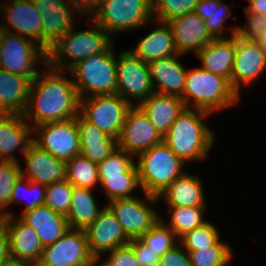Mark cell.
Returning <instances> with one entry per match:
<instances>
[{
  "instance_id": "12",
  "label": "cell",
  "mask_w": 266,
  "mask_h": 266,
  "mask_svg": "<svg viewBox=\"0 0 266 266\" xmlns=\"http://www.w3.org/2000/svg\"><path fill=\"white\" fill-rule=\"evenodd\" d=\"M33 143L57 159L68 161L81 153L77 116L67 121L49 122L33 127Z\"/></svg>"
},
{
  "instance_id": "36",
  "label": "cell",
  "mask_w": 266,
  "mask_h": 266,
  "mask_svg": "<svg viewBox=\"0 0 266 266\" xmlns=\"http://www.w3.org/2000/svg\"><path fill=\"white\" fill-rule=\"evenodd\" d=\"M175 236V233L161 219L138 239L152 250L153 253L161 257L179 243V240H176L177 237Z\"/></svg>"
},
{
  "instance_id": "30",
  "label": "cell",
  "mask_w": 266,
  "mask_h": 266,
  "mask_svg": "<svg viewBox=\"0 0 266 266\" xmlns=\"http://www.w3.org/2000/svg\"><path fill=\"white\" fill-rule=\"evenodd\" d=\"M31 80L0 69V100L11 114L23 115L27 109Z\"/></svg>"
},
{
  "instance_id": "19",
  "label": "cell",
  "mask_w": 266,
  "mask_h": 266,
  "mask_svg": "<svg viewBox=\"0 0 266 266\" xmlns=\"http://www.w3.org/2000/svg\"><path fill=\"white\" fill-rule=\"evenodd\" d=\"M23 156L26 170L21 169L22 177L45 186L66 180V161L55 158L34 143Z\"/></svg>"
},
{
  "instance_id": "45",
  "label": "cell",
  "mask_w": 266,
  "mask_h": 266,
  "mask_svg": "<svg viewBox=\"0 0 266 266\" xmlns=\"http://www.w3.org/2000/svg\"><path fill=\"white\" fill-rule=\"evenodd\" d=\"M106 262L110 266H138L133 249L129 244L117 247L107 252Z\"/></svg>"
},
{
  "instance_id": "47",
  "label": "cell",
  "mask_w": 266,
  "mask_h": 266,
  "mask_svg": "<svg viewBox=\"0 0 266 266\" xmlns=\"http://www.w3.org/2000/svg\"><path fill=\"white\" fill-rule=\"evenodd\" d=\"M159 266H191V263L187 251L178 243L160 257Z\"/></svg>"
},
{
  "instance_id": "17",
  "label": "cell",
  "mask_w": 266,
  "mask_h": 266,
  "mask_svg": "<svg viewBox=\"0 0 266 266\" xmlns=\"http://www.w3.org/2000/svg\"><path fill=\"white\" fill-rule=\"evenodd\" d=\"M84 231L90 252L94 257H101L102 254L126 245L130 241L107 205L102 208L98 218Z\"/></svg>"
},
{
  "instance_id": "32",
  "label": "cell",
  "mask_w": 266,
  "mask_h": 266,
  "mask_svg": "<svg viewBox=\"0 0 266 266\" xmlns=\"http://www.w3.org/2000/svg\"><path fill=\"white\" fill-rule=\"evenodd\" d=\"M101 187L108 202L113 199L132 198L135 189L140 188L139 176L134 162L122 175L99 176Z\"/></svg>"
},
{
  "instance_id": "29",
  "label": "cell",
  "mask_w": 266,
  "mask_h": 266,
  "mask_svg": "<svg viewBox=\"0 0 266 266\" xmlns=\"http://www.w3.org/2000/svg\"><path fill=\"white\" fill-rule=\"evenodd\" d=\"M186 173L175 179L158 198H163L167 206L206 207L199 176Z\"/></svg>"
},
{
  "instance_id": "7",
  "label": "cell",
  "mask_w": 266,
  "mask_h": 266,
  "mask_svg": "<svg viewBox=\"0 0 266 266\" xmlns=\"http://www.w3.org/2000/svg\"><path fill=\"white\" fill-rule=\"evenodd\" d=\"M111 36L152 22V0H101L88 13Z\"/></svg>"
},
{
  "instance_id": "42",
  "label": "cell",
  "mask_w": 266,
  "mask_h": 266,
  "mask_svg": "<svg viewBox=\"0 0 266 266\" xmlns=\"http://www.w3.org/2000/svg\"><path fill=\"white\" fill-rule=\"evenodd\" d=\"M245 14L247 16L246 26H233L230 30L232 35L255 41L266 55V16L254 13Z\"/></svg>"
},
{
  "instance_id": "24",
  "label": "cell",
  "mask_w": 266,
  "mask_h": 266,
  "mask_svg": "<svg viewBox=\"0 0 266 266\" xmlns=\"http://www.w3.org/2000/svg\"><path fill=\"white\" fill-rule=\"evenodd\" d=\"M20 216L22 222L36 231L43 247L55 243L69 230L65 215L51 210L45 204L21 212Z\"/></svg>"
},
{
  "instance_id": "41",
  "label": "cell",
  "mask_w": 266,
  "mask_h": 266,
  "mask_svg": "<svg viewBox=\"0 0 266 266\" xmlns=\"http://www.w3.org/2000/svg\"><path fill=\"white\" fill-rule=\"evenodd\" d=\"M72 192L73 185L68 180L51 183L46 186L44 204L66 216L70 209Z\"/></svg>"
},
{
  "instance_id": "40",
  "label": "cell",
  "mask_w": 266,
  "mask_h": 266,
  "mask_svg": "<svg viewBox=\"0 0 266 266\" xmlns=\"http://www.w3.org/2000/svg\"><path fill=\"white\" fill-rule=\"evenodd\" d=\"M200 0H152L153 19L168 23L174 18L194 12Z\"/></svg>"
},
{
  "instance_id": "22",
  "label": "cell",
  "mask_w": 266,
  "mask_h": 266,
  "mask_svg": "<svg viewBox=\"0 0 266 266\" xmlns=\"http://www.w3.org/2000/svg\"><path fill=\"white\" fill-rule=\"evenodd\" d=\"M33 127L23 115L10 114L0 119V161L17 162L15 151L21 150L23 155L33 143Z\"/></svg>"
},
{
  "instance_id": "25",
  "label": "cell",
  "mask_w": 266,
  "mask_h": 266,
  "mask_svg": "<svg viewBox=\"0 0 266 266\" xmlns=\"http://www.w3.org/2000/svg\"><path fill=\"white\" fill-rule=\"evenodd\" d=\"M139 107L147 115L157 132L163 137L186 108V105L178 96L154 92Z\"/></svg>"
},
{
  "instance_id": "53",
  "label": "cell",
  "mask_w": 266,
  "mask_h": 266,
  "mask_svg": "<svg viewBox=\"0 0 266 266\" xmlns=\"http://www.w3.org/2000/svg\"><path fill=\"white\" fill-rule=\"evenodd\" d=\"M99 260L101 261V258L100 257H94L93 260H92V262H91V264L89 266H97V265L98 266H110L106 261H104L103 263H101ZM99 262H100V265L97 264Z\"/></svg>"
},
{
  "instance_id": "31",
  "label": "cell",
  "mask_w": 266,
  "mask_h": 266,
  "mask_svg": "<svg viewBox=\"0 0 266 266\" xmlns=\"http://www.w3.org/2000/svg\"><path fill=\"white\" fill-rule=\"evenodd\" d=\"M93 197V189L73 186L72 199L66 220L69 229L85 230L102 210Z\"/></svg>"
},
{
  "instance_id": "54",
  "label": "cell",
  "mask_w": 266,
  "mask_h": 266,
  "mask_svg": "<svg viewBox=\"0 0 266 266\" xmlns=\"http://www.w3.org/2000/svg\"><path fill=\"white\" fill-rule=\"evenodd\" d=\"M1 47H2V29L0 28V55H1Z\"/></svg>"
},
{
  "instance_id": "44",
  "label": "cell",
  "mask_w": 266,
  "mask_h": 266,
  "mask_svg": "<svg viewBox=\"0 0 266 266\" xmlns=\"http://www.w3.org/2000/svg\"><path fill=\"white\" fill-rule=\"evenodd\" d=\"M134 157L117 148L110 156L98 164L99 176L122 175L135 161Z\"/></svg>"
},
{
  "instance_id": "18",
  "label": "cell",
  "mask_w": 266,
  "mask_h": 266,
  "mask_svg": "<svg viewBox=\"0 0 266 266\" xmlns=\"http://www.w3.org/2000/svg\"><path fill=\"white\" fill-rule=\"evenodd\" d=\"M0 8L3 19L9 24L1 23L2 30L27 37L42 47V21L32 0H8Z\"/></svg>"
},
{
  "instance_id": "16",
  "label": "cell",
  "mask_w": 266,
  "mask_h": 266,
  "mask_svg": "<svg viewBox=\"0 0 266 266\" xmlns=\"http://www.w3.org/2000/svg\"><path fill=\"white\" fill-rule=\"evenodd\" d=\"M264 71H266L265 52L255 41L236 36V50L231 72L232 88L240 96L241 85H252Z\"/></svg>"
},
{
  "instance_id": "5",
  "label": "cell",
  "mask_w": 266,
  "mask_h": 266,
  "mask_svg": "<svg viewBox=\"0 0 266 266\" xmlns=\"http://www.w3.org/2000/svg\"><path fill=\"white\" fill-rule=\"evenodd\" d=\"M142 193L159 197L178 177L183 175L182 159L162 141L135 158Z\"/></svg>"
},
{
  "instance_id": "43",
  "label": "cell",
  "mask_w": 266,
  "mask_h": 266,
  "mask_svg": "<svg viewBox=\"0 0 266 266\" xmlns=\"http://www.w3.org/2000/svg\"><path fill=\"white\" fill-rule=\"evenodd\" d=\"M25 190L28 192V194L31 195V199L30 201L28 200L30 198L29 197L30 195L29 196L27 195L29 197L27 199L25 196L24 202L26 201L25 202L26 206L25 208H23L22 212H25V211L34 209L38 206L44 205L45 195H46V186L43 184L30 181L21 176L20 179H18V181L15 183L14 189L11 193L10 206L14 203L19 202V197H21L20 195L23 194L21 192Z\"/></svg>"
},
{
  "instance_id": "23",
  "label": "cell",
  "mask_w": 266,
  "mask_h": 266,
  "mask_svg": "<svg viewBox=\"0 0 266 266\" xmlns=\"http://www.w3.org/2000/svg\"><path fill=\"white\" fill-rule=\"evenodd\" d=\"M183 54L160 58L148 63L155 93L178 96L182 99L187 68L178 59Z\"/></svg>"
},
{
  "instance_id": "8",
  "label": "cell",
  "mask_w": 266,
  "mask_h": 266,
  "mask_svg": "<svg viewBox=\"0 0 266 266\" xmlns=\"http://www.w3.org/2000/svg\"><path fill=\"white\" fill-rule=\"evenodd\" d=\"M37 62L43 65L47 62V52L39 44L27 37L2 30L0 69L33 81L40 71L35 67Z\"/></svg>"
},
{
  "instance_id": "27",
  "label": "cell",
  "mask_w": 266,
  "mask_h": 266,
  "mask_svg": "<svg viewBox=\"0 0 266 266\" xmlns=\"http://www.w3.org/2000/svg\"><path fill=\"white\" fill-rule=\"evenodd\" d=\"M81 154L95 164L101 163L117 148V139L77 115Z\"/></svg>"
},
{
  "instance_id": "11",
  "label": "cell",
  "mask_w": 266,
  "mask_h": 266,
  "mask_svg": "<svg viewBox=\"0 0 266 266\" xmlns=\"http://www.w3.org/2000/svg\"><path fill=\"white\" fill-rule=\"evenodd\" d=\"M131 107L119 94L96 95L80 99L79 114L87 122L118 139Z\"/></svg>"
},
{
  "instance_id": "21",
  "label": "cell",
  "mask_w": 266,
  "mask_h": 266,
  "mask_svg": "<svg viewBox=\"0 0 266 266\" xmlns=\"http://www.w3.org/2000/svg\"><path fill=\"white\" fill-rule=\"evenodd\" d=\"M4 219L7 226L11 259L37 265L44 247L36 231L19 218L15 219L14 214L6 216Z\"/></svg>"
},
{
  "instance_id": "38",
  "label": "cell",
  "mask_w": 266,
  "mask_h": 266,
  "mask_svg": "<svg viewBox=\"0 0 266 266\" xmlns=\"http://www.w3.org/2000/svg\"><path fill=\"white\" fill-rule=\"evenodd\" d=\"M220 241L218 228L209 220L202 226L186 233L179 243L186 251H198L216 245Z\"/></svg>"
},
{
  "instance_id": "26",
  "label": "cell",
  "mask_w": 266,
  "mask_h": 266,
  "mask_svg": "<svg viewBox=\"0 0 266 266\" xmlns=\"http://www.w3.org/2000/svg\"><path fill=\"white\" fill-rule=\"evenodd\" d=\"M236 50V35L214 38L196 53L201 68L227 78L231 84V72Z\"/></svg>"
},
{
  "instance_id": "28",
  "label": "cell",
  "mask_w": 266,
  "mask_h": 266,
  "mask_svg": "<svg viewBox=\"0 0 266 266\" xmlns=\"http://www.w3.org/2000/svg\"><path fill=\"white\" fill-rule=\"evenodd\" d=\"M152 22L159 24L158 28L156 27V29L140 39L135 49L131 51L145 63L178 54L171 26L168 23L157 20Z\"/></svg>"
},
{
  "instance_id": "51",
  "label": "cell",
  "mask_w": 266,
  "mask_h": 266,
  "mask_svg": "<svg viewBox=\"0 0 266 266\" xmlns=\"http://www.w3.org/2000/svg\"><path fill=\"white\" fill-rule=\"evenodd\" d=\"M0 266H36L34 264H31L29 262L15 260V259H8L5 262H2Z\"/></svg>"
},
{
  "instance_id": "6",
  "label": "cell",
  "mask_w": 266,
  "mask_h": 266,
  "mask_svg": "<svg viewBox=\"0 0 266 266\" xmlns=\"http://www.w3.org/2000/svg\"><path fill=\"white\" fill-rule=\"evenodd\" d=\"M113 47L85 58L68 71L74 75L72 80L80 99L117 94L116 52H113Z\"/></svg>"
},
{
  "instance_id": "2",
  "label": "cell",
  "mask_w": 266,
  "mask_h": 266,
  "mask_svg": "<svg viewBox=\"0 0 266 266\" xmlns=\"http://www.w3.org/2000/svg\"><path fill=\"white\" fill-rule=\"evenodd\" d=\"M211 113L185 108L163 136V142L185 163L204 160L213 147L215 135L202 120Z\"/></svg>"
},
{
  "instance_id": "46",
  "label": "cell",
  "mask_w": 266,
  "mask_h": 266,
  "mask_svg": "<svg viewBox=\"0 0 266 266\" xmlns=\"http://www.w3.org/2000/svg\"><path fill=\"white\" fill-rule=\"evenodd\" d=\"M128 244L134 251L138 266H159L160 256L153 253L139 239H130Z\"/></svg>"
},
{
  "instance_id": "34",
  "label": "cell",
  "mask_w": 266,
  "mask_h": 266,
  "mask_svg": "<svg viewBox=\"0 0 266 266\" xmlns=\"http://www.w3.org/2000/svg\"><path fill=\"white\" fill-rule=\"evenodd\" d=\"M194 12L204 20L214 38H224V23L228 18L231 19L230 6L222 0H200Z\"/></svg>"
},
{
  "instance_id": "48",
  "label": "cell",
  "mask_w": 266,
  "mask_h": 266,
  "mask_svg": "<svg viewBox=\"0 0 266 266\" xmlns=\"http://www.w3.org/2000/svg\"><path fill=\"white\" fill-rule=\"evenodd\" d=\"M10 258L7 226L4 217L0 216V264Z\"/></svg>"
},
{
  "instance_id": "50",
  "label": "cell",
  "mask_w": 266,
  "mask_h": 266,
  "mask_svg": "<svg viewBox=\"0 0 266 266\" xmlns=\"http://www.w3.org/2000/svg\"><path fill=\"white\" fill-rule=\"evenodd\" d=\"M80 8L85 13V16L87 13L95 7L101 0H76Z\"/></svg>"
},
{
  "instance_id": "35",
  "label": "cell",
  "mask_w": 266,
  "mask_h": 266,
  "mask_svg": "<svg viewBox=\"0 0 266 266\" xmlns=\"http://www.w3.org/2000/svg\"><path fill=\"white\" fill-rule=\"evenodd\" d=\"M168 207L172 216L167 226L175 233L178 240L186 233L207 222L203 219V213L206 207Z\"/></svg>"
},
{
  "instance_id": "33",
  "label": "cell",
  "mask_w": 266,
  "mask_h": 266,
  "mask_svg": "<svg viewBox=\"0 0 266 266\" xmlns=\"http://www.w3.org/2000/svg\"><path fill=\"white\" fill-rule=\"evenodd\" d=\"M66 180L73 186L98 189L100 184L98 165L81 153L66 161Z\"/></svg>"
},
{
  "instance_id": "37",
  "label": "cell",
  "mask_w": 266,
  "mask_h": 266,
  "mask_svg": "<svg viewBox=\"0 0 266 266\" xmlns=\"http://www.w3.org/2000/svg\"><path fill=\"white\" fill-rule=\"evenodd\" d=\"M226 242L198 251H187L191 266H227L233 258V249ZM230 261V262H229Z\"/></svg>"
},
{
  "instance_id": "49",
  "label": "cell",
  "mask_w": 266,
  "mask_h": 266,
  "mask_svg": "<svg viewBox=\"0 0 266 266\" xmlns=\"http://www.w3.org/2000/svg\"><path fill=\"white\" fill-rule=\"evenodd\" d=\"M249 5L244 7L245 13L266 16V0H247Z\"/></svg>"
},
{
  "instance_id": "3",
  "label": "cell",
  "mask_w": 266,
  "mask_h": 266,
  "mask_svg": "<svg viewBox=\"0 0 266 266\" xmlns=\"http://www.w3.org/2000/svg\"><path fill=\"white\" fill-rule=\"evenodd\" d=\"M86 18L88 29L76 32L73 27L49 48L46 63L50 67L68 72L85 58L104 53L114 45L113 36L90 16Z\"/></svg>"
},
{
  "instance_id": "10",
  "label": "cell",
  "mask_w": 266,
  "mask_h": 266,
  "mask_svg": "<svg viewBox=\"0 0 266 266\" xmlns=\"http://www.w3.org/2000/svg\"><path fill=\"white\" fill-rule=\"evenodd\" d=\"M116 74L117 94L131 106H139L154 93L148 63L136 57L130 49L116 56Z\"/></svg>"
},
{
  "instance_id": "14",
  "label": "cell",
  "mask_w": 266,
  "mask_h": 266,
  "mask_svg": "<svg viewBox=\"0 0 266 266\" xmlns=\"http://www.w3.org/2000/svg\"><path fill=\"white\" fill-rule=\"evenodd\" d=\"M93 258L85 231L69 229L55 243L43 248L36 266H89Z\"/></svg>"
},
{
  "instance_id": "13",
  "label": "cell",
  "mask_w": 266,
  "mask_h": 266,
  "mask_svg": "<svg viewBox=\"0 0 266 266\" xmlns=\"http://www.w3.org/2000/svg\"><path fill=\"white\" fill-rule=\"evenodd\" d=\"M42 21V48L47 52L63 35L75 27V12L83 17L76 0H32ZM83 13V14H82Z\"/></svg>"
},
{
  "instance_id": "4",
  "label": "cell",
  "mask_w": 266,
  "mask_h": 266,
  "mask_svg": "<svg viewBox=\"0 0 266 266\" xmlns=\"http://www.w3.org/2000/svg\"><path fill=\"white\" fill-rule=\"evenodd\" d=\"M240 97L227 78L201 67L187 69L182 94L186 108L194 107L213 114L232 108L241 101Z\"/></svg>"
},
{
  "instance_id": "1",
  "label": "cell",
  "mask_w": 266,
  "mask_h": 266,
  "mask_svg": "<svg viewBox=\"0 0 266 266\" xmlns=\"http://www.w3.org/2000/svg\"><path fill=\"white\" fill-rule=\"evenodd\" d=\"M31 82L29 100L24 119L33 126L44 123L67 121L79 114L80 98L72 79L66 71L45 64Z\"/></svg>"
},
{
  "instance_id": "39",
  "label": "cell",
  "mask_w": 266,
  "mask_h": 266,
  "mask_svg": "<svg viewBox=\"0 0 266 266\" xmlns=\"http://www.w3.org/2000/svg\"><path fill=\"white\" fill-rule=\"evenodd\" d=\"M21 169L20 163L0 161V216L13 215L8 212V207L15 183L22 176Z\"/></svg>"
},
{
  "instance_id": "9",
  "label": "cell",
  "mask_w": 266,
  "mask_h": 266,
  "mask_svg": "<svg viewBox=\"0 0 266 266\" xmlns=\"http://www.w3.org/2000/svg\"><path fill=\"white\" fill-rule=\"evenodd\" d=\"M143 194L144 199L135 196L132 198L113 199L106 203L129 239H138L161 220L158 211L153 207L161 199L157 196ZM149 203L153 206L149 205Z\"/></svg>"
},
{
  "instance_id": "15",
  "label": "cell",
  "mask_w": 266,
  "mask_h": 266,
  "mask_svg": "<svg viewBox=\"0 0 266 266\" xmlns=\"http://www.w3.org/2000/svg\"><path fill=\"white\" fill-rule=\"evenodd\" d=\"M163 141V137L151 124L139 106H132L127 112L119 138L118 148L134 158Z\"/></svg>"
},
{
  "instance_id": "52",
  "label": "cell",
  "mask_w": 266,
  "mask_h": 266,
  "mask_svg": "<svg viewBox=\"0 0 266 266\" xmlns=\"http://www.w3.org/2000/svg\"><path fill=\"white\" fill-rule=\"evenodd\" d=\"M11 113L5 108L2 101L0 100V119L9 116Z\"/></svg>"
},
{
  "instance_id": "20",
  "label": "cell",
  "mask_w": 266,
  "mask_h": 266,
  "mask_svg": "<svg viewBox=\"0 0 266 266\" xmlns=\"http://www.w3.org/2000/svg\"><path fill=\"white\" fill-rule=\"evenodd\" d=\"M171 26L175 47L179 54L197 53L214 37L204 20L195 12L184 14L168 22Z\"/></svg>"
}]
</instances>
